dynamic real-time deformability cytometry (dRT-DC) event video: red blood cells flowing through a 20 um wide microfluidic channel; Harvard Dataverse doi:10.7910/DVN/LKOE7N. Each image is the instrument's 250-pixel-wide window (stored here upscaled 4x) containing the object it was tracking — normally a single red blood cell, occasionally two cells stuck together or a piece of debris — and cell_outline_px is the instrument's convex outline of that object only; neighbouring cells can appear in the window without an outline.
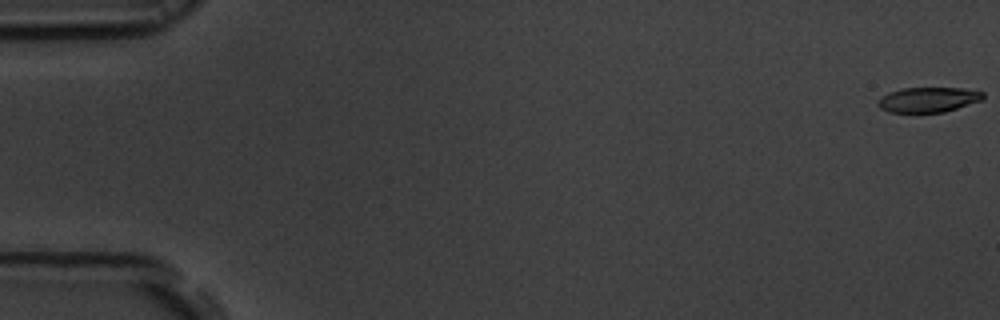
{"species": "common noctule bat (a hibernating species)", "species_latin": "Nyctalus noctula", "temperature_condition": "room temperature", "stored_images_in_passage": 56, "camera_frame_rate_fps": 3000, "um_per_image_px": 0.085, "animal": {"sex": "male", "body_mass_g": 19.5, "forearm_length_mm": 54.6}, "frame": {"image": 1, "passage_image": 1, "time_ms": 0.0, "image_size_px": [1000, 320], "cell_outline_px": [[984, 100], [944, 112], [888, 112], [880, 108], [876, 104], [880, 96], [888, 92], [900, 88], [964, 88], [984, 92]], "centroid_in_image_um": [78.89, 8.46], "position_along_channel_um": 6.1, "area_um2": 15.55}}
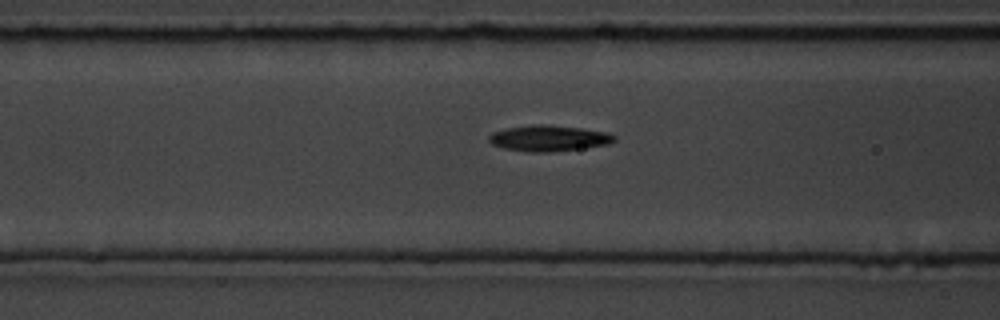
{"frame": {"image": 2, "passage_image": 23, "time_ms": 7.333, "image_size_px": [1000, 320], "cell_outline_px": [[616, 140], [608, 144], [552, 152], [528, 152], [504, 148], [492, 144], [488, 140], [488, 136], [492, 132], [508, 128], [536, 124], [544, 124], [580, 128], [608, 132], [616, 136]], "centroid_in_image_um": [46.64, 11.75], "position_along_channel_um": 120.0, "area_um2": 18.84}}
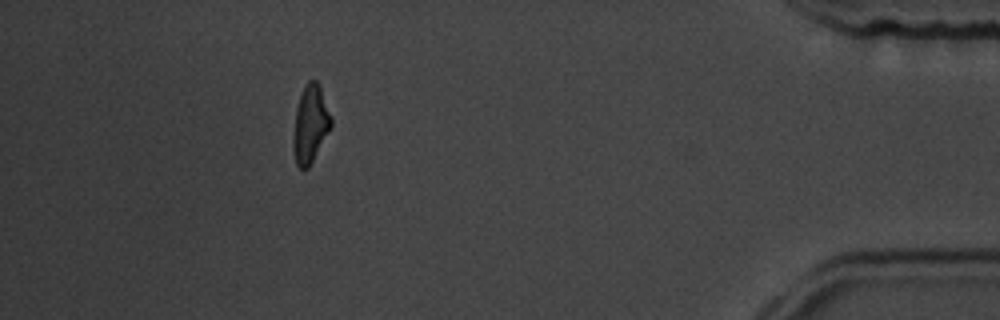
{"frame": {"image": 3, "passage_image": 51, "time_ms": 16.667, "image_size_px": [1000, 320], "cell_outline_px": [[332, 124], [328, 132], [308, 168], [300, 168], [296, 164], [292, 148], [292, 140], [296, 108], [304, 84], [308, 80], [316, 80], [320, 88], [332, 116]], "centroid_in_image_um": [26.36, 10.54], "position_along_channel_um": 408.8, "area_um2": 16.99}, "authors_computed_cell_mechanics": {"area_um2": 17.2822, "velocity_mm_per_s": 3.6835, "shape_relaxation_time_tau1_ms": 2.7355, "shape_relaxation_time_tau2_ms": 3.4122, "deformation_change_tau1": 0.1259, "deformation_change_tau2": 0.1123}}